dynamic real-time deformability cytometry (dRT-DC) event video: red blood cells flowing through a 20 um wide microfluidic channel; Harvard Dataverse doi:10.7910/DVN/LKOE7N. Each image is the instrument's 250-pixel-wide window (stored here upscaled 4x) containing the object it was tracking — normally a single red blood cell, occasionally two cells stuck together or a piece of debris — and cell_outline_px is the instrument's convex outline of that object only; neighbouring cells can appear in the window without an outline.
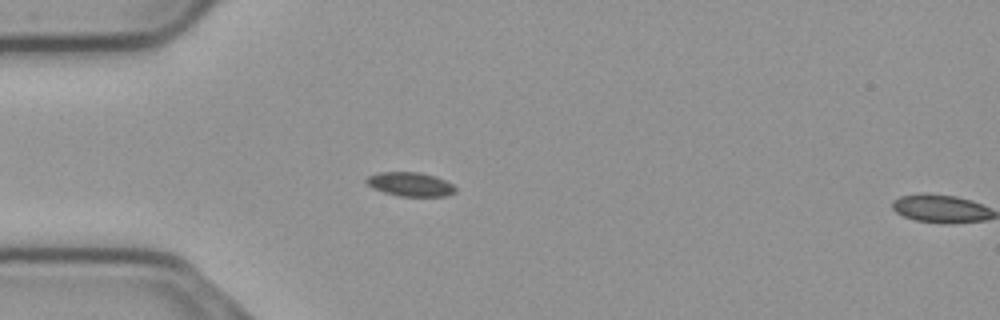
{"species": "common noctule bat (a hibernating species)", "species_latin": "Nyctalus noctula", "temperature_condition": "cold", "stored_images_in_passage": 10, "camera_frame_rate_fps": 3000, "um_per_image_px": 0.085, "animal": {"sex": "male", "body_mass_g": 23.1, "forearm_length_mm": 52.7}, "frame": {"image": 1, "passage_image": 9, "time_ms": 2.667, "image_size_px": [1000, 320], "cell_outline_px": [[456, 192], [448, 196], [400, 196], [384, 192], [372, 188], [364, 180], [368, 176], [380, 172], [420, 172], [444, 180], [452, 184], [456, 188]], "centroid_in_image_um": [34.87, 15.66], "position_along_channel_um": 50.1, "area_um2": 12.37}}